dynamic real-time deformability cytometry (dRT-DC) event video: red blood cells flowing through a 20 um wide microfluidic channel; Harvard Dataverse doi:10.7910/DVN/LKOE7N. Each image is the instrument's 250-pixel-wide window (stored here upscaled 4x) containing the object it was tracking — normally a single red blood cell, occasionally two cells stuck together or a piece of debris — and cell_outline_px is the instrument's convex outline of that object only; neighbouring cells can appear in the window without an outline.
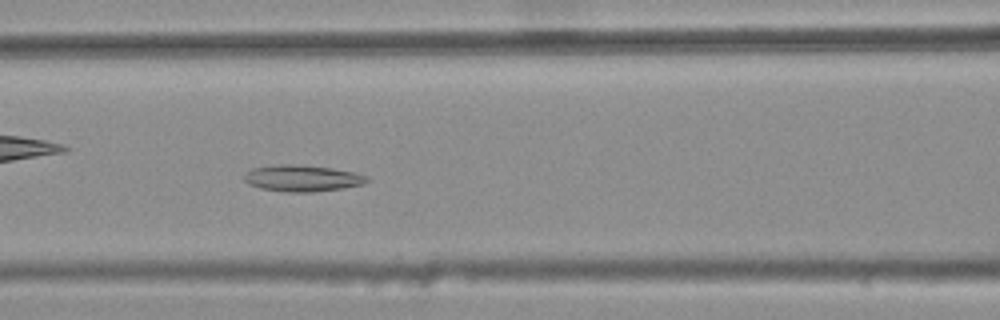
{"species": "common noctule bat (a hibernating species)", "species_latin": "Nyctalus noctula", "temperature_condition": "warm", "stored_images_in_passage": 45, "camera_frame_rate_fps": 3000, "um_per_image_px": 0.085, "animal": {"sex": "female", "body_mass_g": 25.1}, "frame": {"image": 1, "passage_image": 22, "time_ms": 7.0, "image_size_px": [1000, 320], "cell_outline_px": [[368, 180], [364, 184], [344, 188], [312, 192], [288, 192], [260, 188], [248, 184], [244, 180], [244, 172], [252, 168], [280, 164], [292, 164], [332, 168], [352, 172], [368, 176]], "centroid_in_image_um": [25.66, 15.15], "position_along_channel_um": 140.9, "area_um2": 18.9}}
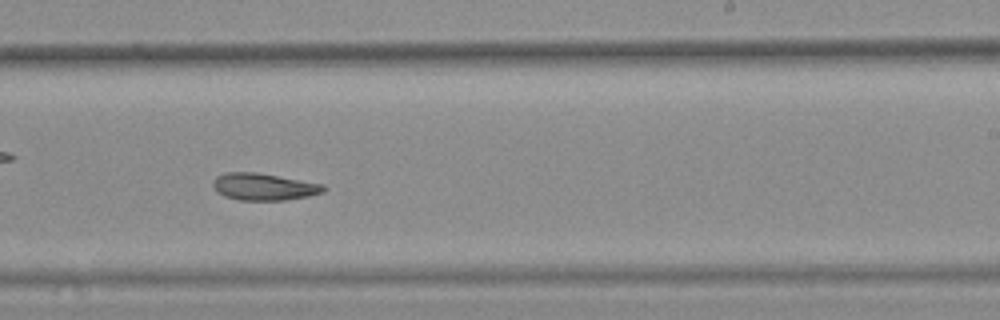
{"frame": {"image": 2, "passage_image": 32, "time_ms": 10.333, "image_size_px": [1000, 320], "cell_outline_px": [[328, 188], [324, 192], [308, 196], [288, 200], [240, 200], [224, 196], [216, 192], [212, 184], [212, 180], [216, 176], [224, 172], [256, 172], [324, 184]], "centroid_in_image_um": [22.42, 15.87], "position_along_channel_um": 266.6, "area_um2": 17.63}}
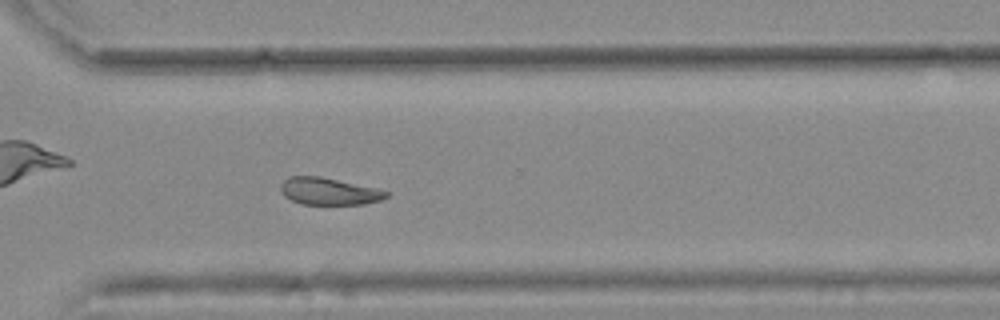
{"frame": {"image": 3, "passage_image": 38, "time_ms": 12.333, "image_size_px": [1000, 320], "cell_outline_px": [[392, 192], [388, 196], [380, 200], [364, 204], [300, 204], [284, 196], [280, 188], [280, 184], [288, 176], [320, 176], [380, 188]], "centroid_in_image_um": [28.0, 16.25], "position_along_channel_um": 342.6, "area_um2": 16.94}, "authors_computed_cell_mechanics": {"area_um2": 18.5538, "velocity_mm_per_s": 3.779, "shape_relaxation_time_tau1_ms": null, "shape_relaxation_time_tau2_ms": 6.1385, "deformation_change_tau1": null, "deformation_change_tau2": 0.1255}}